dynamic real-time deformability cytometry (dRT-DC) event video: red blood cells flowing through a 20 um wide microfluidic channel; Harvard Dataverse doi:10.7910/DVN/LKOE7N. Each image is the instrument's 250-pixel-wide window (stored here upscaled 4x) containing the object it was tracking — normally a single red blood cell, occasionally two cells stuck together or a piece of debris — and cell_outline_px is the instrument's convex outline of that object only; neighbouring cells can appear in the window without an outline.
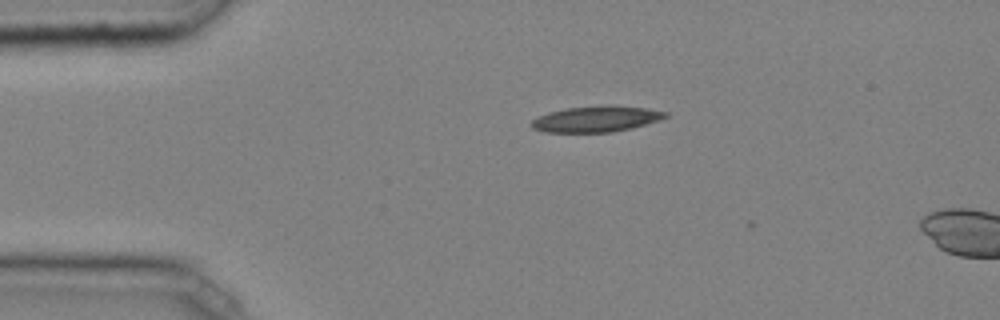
{"species": "common noctule bat (a hibernating species)", "species_latin": "Nyctalus noctula", "temperature_condition": "cold", "stored_images_in_passage": 3, "camera_frame_rate_fps": 3000, "um_per_image_px": 0.085, "animal": {"sex": "male", "body_mass_g": 20.4}, "frame": {"image": 1, "passage_image": 2, "time_ms": 0.333, "image_size_px": [1000, 320], "cell_outline_px": [[668, 116], [660, 120], [632, 128], [612, 132], [544, 132], [532, 128], [528, 124], [532, 120], [548, 112], [568, 108], [644, 108], [668, 112]], "centroid_in_image_um": [50.62, 10.17], "position_along_channel_um": 34.4, "area_um2": 19.25}}